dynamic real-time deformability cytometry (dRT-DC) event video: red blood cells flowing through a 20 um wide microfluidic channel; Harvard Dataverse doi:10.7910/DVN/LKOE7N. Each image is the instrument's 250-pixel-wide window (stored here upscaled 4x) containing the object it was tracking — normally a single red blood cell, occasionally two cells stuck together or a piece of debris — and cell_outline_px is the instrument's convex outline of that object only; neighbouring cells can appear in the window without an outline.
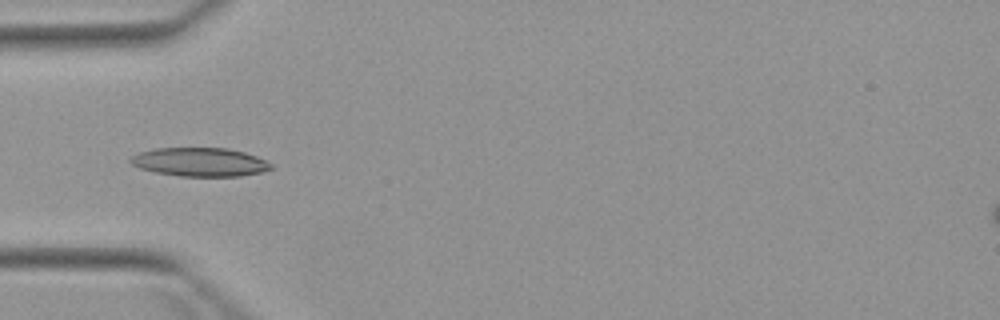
{"species": "Egyptian fruit bat (a non-hibernating species)", "species_latin": "Rousettus aegyptiacus", "temperature_condition": "warm", "stored_images_in_passage": 6, "camera_frame_rate_fps": 3000, "um_per_image_px": 0.085, "animal": {"sex": "female"}, "frame": {"image": 1, "passage_image": 5, "time_ms": 5.0, "image_size_px": [1000, 320], "cell_outline_px": [[272, 168], [260, 172], [240, 176], [180, 176], [156, 172], [140, 168], [132, 164], [128, 160], [132, 156], [140, 152], [156, 148], [228, 148], [244, 152], [256, 156], [272, 164]], "centroid_in_image_um": [16.98, 13.77], "position_along_channel_um": 68.0, "area_um2": 23.29}}
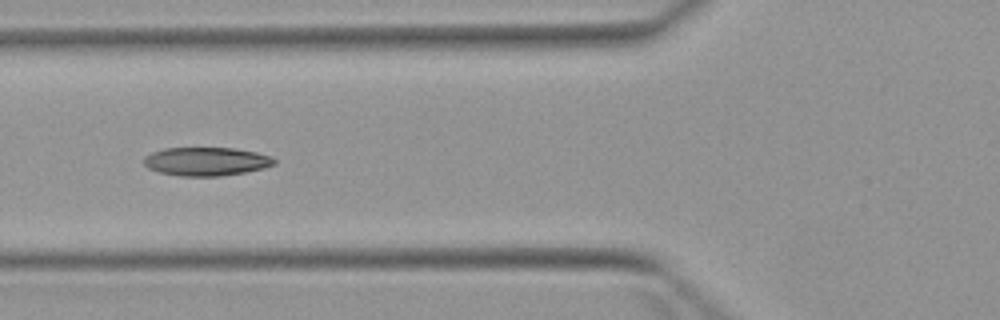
{"frame": {"image": 2, "passage_image": 6, "time_ms": 6.0, "image_size_px": [1000, 320], "cell_outline_px": [[276, 164], [264, 168], [244, 172], [220, 176], [180, 176], [160, 172], [148, 168], [144, 164], [144, 156], [152, 152], [164, 148], [232, 148], [256, 152], [272, 156], [276, 160]], "centroid_in_image_um": [17.54, 13.72], "position_along_channel_um": 108.3, "area_um2": 21.68}}